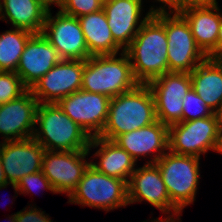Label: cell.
I'll return each instance as SVG.
<instances>
[{"mask_svg":"<svg viewBox=\"0 0 222 222\" xmlns=\"http://www.w3.org/2000/svg\"><path fill=\"white\" fill-rule=\"evenodd\" d=\"M167 47L165 13L151 15L124 50L130 59L134 78L139 84H148L169 73Z\"/></svg>","mask_w":222,"mask_h":222,"instance_id":"cell-1","label":"cell"},{"mask_svg":"<svg viewBox=\"0 0 222 222\" xmlns=\"http://www.w3.org/2000/svg\"><path fill=\"white\" fill-rule=\"evenodd\" d=\"M157 121L155 101L147 84L110 99L108 116L98 136L114 140L117 136L148 126Z\"/></svg>","mask_w":222,"mask_h":222,"instance_id":"cell-2","label":"cell"},{"mask_svg":"<svg viewBox=\"0 0 222 222\" xmlns=\"http://www.w3.org/2000/svg\"><path fill=\"white\" fill-rule=\"evenodd\" d=\"M33 138L49 151L88 150L91 137L57 103H39ZM40 130V131H39Z\"/></svg>","mask_w":222,"mask_h":222,"instance_id":"cell-3","label":"cell"},{"mask_svg":"<svg viewBox=\"0 0 222 222\" xmlns=\"http://www.w3.org/2000/svg\"><path fill=\"white\" fill-rule=\"evenodd\" d=\"M117 54L91 56L85 60L81 89L113 98L134 89L135 80L130 59L125 51Z\"/></svg>","mask_w":222,"mask_h":222,"instance_id":"cell-4","label":"cell"},{"mask_svg":"<svg viewBox=\"0 0 222 222\" xmlns=\"http://www.w3.org/2000/svg\"><path fill=\"white\" fill-rule=\"evenodd\" d=\"M200 158L168 150L155 164L159 168L172 206L180 213L195 200Z\"/></svg>","mask_w":222,"mask_h":222,"instance_id":"cell-5","label":"cell"},{"mask_svg":"<svg viewBox=\"0 0 222 222\" xmlns=\"http://www.w3.org/2000/svg\"><path fill=\"white\" fill-rule=\"evenodd\" d=\"M68 198L72 204L114 210L128 205L127 182L107 176L90 164Z\"/></svg>","mask_w":222,"mask_h":222,"instance_id":"cell-6","label":"cell"},{"mask_svg":"<svg viewBox=\"0 0 222 222\" xmlns=\"http://www.w3.org/2000/svg\"><path fill=\"white\" fill-rule=\"evenodd\" d=\"M221 128L218 113L192 121H182L168 127V150L200 158L208 150H215Z\"/></svg>","mask_w":222,"mask_h":222,"instance_id":"cell-7","label":"cell"},{"mask_svg":"<svg viewBox=\"0 0 222 222\" xmlns=\"http://www.w3.org/2000/svg\"><path fill=\"white\" fill-rule=\"evenodd\" d=\"M165 13L169 72L190 73L207 56L196 45L187 21L179 13Z\"/></svg>","mask_w":222,"mask_h":222,"instance_id":"cell-8","label":"cell"},{"mask_svg":"<svg viewBox=\"0 0 222 222\" xmlns=\"http://www.w3.org/2000/svg\"><path fill=\"white\" fill-rule=\"evenodd\" d=\"M89 153V150L44 151L41 171L55 193H67L68 197L72 194L91 164L85 160Z\"/></svg>","mask_w":222,"mask_h":222,"instance_id":"cell-9","label":"cell"},{"mask_svg":"<svg viewBox=\"0 0 222 222\" xmlns=\"http://www.w3.org/2000/svg\"><path fill=\"white\" fill-rule=\"evenodd\" d=\"M42 34L56 49L61 59L87 60L91 57L79 19L58 11L46 14Z\"/></svg>","mask_w":222,"mask_h":222,"instance_id":"cell-10","label":"cell"},{"mask_svg":"<svg viewBox=\"0 0 222 222\" xmlns=\"http://www.w3.org/2000/svg\"><path fill=\"white\" fill-rule=\"evenodd\" d=\"M110 99L106 95L80 89L64 97L57 104L90 137H96L102 133L105 126Z\"/></svg>","mask_w":222,"mask_h":222,"instance_id":"cell-11","label":"cell"},{"mask_svg":"<svg viewBox=\"0 0 222 222\" xmlns=\"http://www.w3.org/2000/svg\"><path fill=\"white\" fill-rule=\"evenodd\" d=\"M85 60L61 59L31 88L39 103H58L64 97L79 91Z\"/></svg>","mask_w":222,"mask_h":222,"instance_id":"cell-12","label":"cell"},{"mask_svg":"<svg viewBox=\"0 0 222 222\" xmlns=\"http://www.w3.org/2000/svg\"><path fill=\"white\" fill-rule=\"evenodd\" d=\"M45 149L33 137L0 142V160L8 183H15L42 170Z\"/></svg>","mask_w":222,"mask_h":222,"instance_id":"cell-13","label":"cell"},{"mask_svg":"<svg viewBox=\"0 0 222 222\" xmlns=\"http://www.w3.org/2000/svg\"><path fill=\"white\" fill-rule=\"evenodd\" d=\"M38 104L28 89L18 98L0 105V134H3V142L28 139L33 136Z\"/></svg>","mask_w":222,"mask_h":222,"instance_id":"cell-14","label":"cell"},{"mask_svg":"<svg viewBox=\"0 0 222 222\" xmlns=\"http://www.w3.org/2000/svg\"><path fill=\"white\" fill-rule=\"evenodd\" d=\"M127 188L128 204L145 200L165 214L171 210L174 215L178 213L171 204L161 172L155 163H145L137 168L132 173Z\"/></svg>","mask_w":222,"mask_h":222,"instance_id":"cell-15","label":"cell"},{"mask_svg":"<svg viewBox=\"0 0 222 222\" xmlns=\"http://www.w3.org/2000/svg\"><path fill=\"white\" fill-rule=\"evenodd\" d=\"M142 4V0H106L103 2L102 9L113 39L122 51L131 44L143 23L152 15L147 12L143 20H139L142 15Z\"/></svg>","mask_w":222,"mask_h":222,"instance_id":"cell-16","label":"cell"},{"mask_svg":"<svg viewBox=\"0 0 222 222\" xmlns=\"http://www.w3.org/2000/svg\"><path fill=\"white\" fill-rule=\"evenodd\" d=\"M60 60L56 49L42 33L33 34L26 43L16 73L30 89Z\"/></svg>","mask_w":222,"mask_h":222,"instance_id":"cell-17","label":"cell"},{"mask_svg":"<svg viewBox=\"0 0 222 222\" xmlns=\"http://www.w3.org/2000/svg\"><path fill=\"white\" fill-rule=\"evenodd\" d=\"M113 141L136 161L140 156L156 152L152 160L147 162L155 163L168 150V126L157 120L143 128L119 135Z\"/></svg>","mask_w":222,"mask_h":222,"instance_id":"cell-18","label":"cell"},{"mask_svg":"<svg viewBox=\"0 0 222 222\" xmlns=\"http://www.w3.org/2000/svg\"><path fill=\"white\" fill-rule=\"evenodd\" d=\"M179 14L187 21L196 45L208 56L217 46L221 21L218 4L187 7Z\"/></svg>","mask_w":222,"mask_h":222,"instance_id":"cell-19","label":"cell"},{"mask_svg":"<svg viewBox=\"0 0 222 222\" xmlns=\"http://www.w3.org/2000/svg\"><path fill=\"white\" fill-rule=\"evenodd\" d=\"M100 147L94 154L99 157V162H92L91 165L103 174L122 179L127 183L132 173L136 170V160L113 140L91 137L88 150ZM129 177V178H128Z\"/></svg>","mask_w":222,"mask_h":222,"instance_id":"cell-20","label":"cell"},{"mask_svg":"<svg viewBox=\"0 0 222 222\" xmlns=\"http://www.w3.org/2000/svg\"><path fill=\"white\" fill-rule=\"evenodd\" d=\"M193 90L214 113L222 108V58H206L190 72Z\"/></svg>","mask_w":222,"mask_h":222,"instance_id":"cell-21","label":"cell"},{"mask_svg":"<svg viewBox=\"0 0 222 222\" xmlns=\"http://www.w3.org/2000/svg\"><path fill=\"white\" fill-rule=\"evenodd\" d=\"M47 12L37 0H0V20L33 34L42 33Z\"/></svg>","mask_w":222,"mask_h":222,"instance_id":"cell-22","label":"cell"},{"mask_svg":"<svg viewBox=\"0 0 222 222\" xmlns=\"http://www.w3.org/2000/svg\"><path fill=\"white\" fill-rule=\"evenodd\" d=\"M78 19L91 56L118 54L122 49L113 39L103 9Z\"/></svg>","mask_w":222,"mask_h":222,"instance_id":"cell-23","label":"cell"},{"mask_svg":"<svg viewBox=\"0 0 222 222\" xmlns=\"http://www.w3.org/2000/svg\"><path fill=\"white\" fill-rule=\"evenodd\" d=\"M32 35L19 28L0 34V71L16 72L26 43Z\"/></svg>","mask_w":222,"mask_h":222,"instance_id":"cell-24","label":"cell"},{"mask_svg":"<svg viewBox=\"0 0 222 222\" xmlns=\"http://www.w3.org/2000/svg\"><path fill=\"white\" fill-rule=\"evenodd\" d=\"M153 97L183 98L192 88L190 73L169 72L147 84Z\"/></svg>","mask_w":222,"mask_h":222,"instance_id":"cell-25","label":"cell"},{"mask_svg":"<svg viewBox=\"0 0 222 222\" xmlns=\"http://www.w3.org/2000/svg\"><path fill=\"white\" fill-rule=\"evenodd\" d=\"M157 120L170 125L182 122V98L154 97Z\"/></svg>","mask_w":222,"mask_h":222,"instance_id":"cell-26","label":"cell"},{"mask_svg":"<svg viewBox=\"0 0 222 222\" xmlns=\"http://www.w3.org/2000/svg\"><path fill=\"white\" fill-rule=\"evenodd\" d=\"M183 112L182 121H192L214 114L213 110L206 105L202 98L191 88L182 98Z\"/></svg>","mask_w":222,"mask_h":222,"instance_id":"cell-27","label":"cell"},{"mask_svg":"<svg viewBox=\"0 0 222 222\" xmlns=\"http://www.w3.org/2000/svg\"><path fill=\"white\" fill-rule=\"evenodd\" d=\"M27 90L16 72L0 71V105L18 98Z\"/></svg>","mask_w":222,"mask_h":222,"instance_id":"cell-28","label":"cell"},{"mask_svg":"<svg viewBox=\"0 0 222 222\" xmlns=\"http://www.w3.org/2000/svg\"><path fill=\"white\" fill-rule=\"evenodd\" d=\"M103 2V0H66L60 11L78 18L101 10Z\"/></svg>","mask_w":222,"mask_h":222,"instance_id":"cell-29","label":"cell"},{"mask_svg":"<svg viewBox=\"0 0 222 222\" xmlns=\"http://www.w3.org/2000/svg\"><path fill=\"white\" fill-rule=\"evenodd\" d=\"M18 192L20 194L33 192L34 189H46L55 194V190L52 187L49 180L44 176L42 171L35 172L29 175H25L17 182ZM36 191V190H35ZM37 193V192H36Z\"/></svg>","mask_w":222,"mask_h":222,"instance_id":"cell-30","label":"cell"},{"mask_svg":"<svg viewBox=\"0 0 222 222\" xmlns=\"http://www.w3.org/2000/svg\"><path fill=\"white\" fill-rule=\"evenodd\" d=\"M16 222H53L48 215H45L44 211L35 208L27 210L23 208V211L16 212Z\"/></svg>","mask_w":222,"mask_h":222,"instance_id":"cell-31","label":"cell"},{"mask_svg":"<svg viewBox=\"0 0 222 222\" xmlns=\"http://www.w3.org/2000/svg\"><path fill=\"white\" fill-rule=\"evenodd\" d=\"M157 1L162 3L163 7L159 6L155 9V8H153V6H151L149 13L152 15H155L158 13H167V9L170 10L171 14L172 13H179L184 9V0H156V2Z\"/></svg>","mask_w":222,"mask_h":222,"instance_id":"cell-32","label":"cell"},{"mask_svg":"<svg viewBox=\"0 0 222 222\" xmlns=\"http://www.w3.org/2000/svg\"><path fill=\"white\" fill-rule=\"evenodd\" d=\"M207 57L222 58V13H221L220 29L217 37V46Z\"/></svg>","mask_w":222,"mask_h":222,"instance_id":"cell-33","label":"cell"},{"mask_svg":"<svg viewBox=\"0 0 222 222\" xmlns=\"http://www.w3.org/2000/svg\"><path fill=\"white\" fill-rule=\"evenodd\" d=\"M217 4L216 0H184V9L191 6H212Z\"/></svg>","mask_w":222,"mask_h":222,"instance_id":"cell-34","label":"cell"},{"mask_svg":"<svg viewBox=\"0 0 222 222\" xmlns=\"http://www.w3.org/2000/svg\"><path fill=\"white\" fill-rule=\"evenodd\" d=\"M47 11H51L50 6L56 4L59 7V11L65 4L66 0H37Z\"/></svg>","mask_w":222,"mask_h":222,"instance_id":"cell-35","label":"cell"},{"mask_svg":"<svg viewBox=\"0 0 222 222\" xmlns=\"http://www.w3.org/2000/svg\"><path fill=\"white\" fill-rule=\"evenodd\" d=\"M9 184H11L13 186V189L15 190V193H16L18 191L17 184L7 182L5 175H4L2 163L0 160V190L7 187Z\"/></svg>","mask_w":222,"mask_h":222,"instance_id":"cell-36","label":"cell"},{"mask_svg":"<svg viewBox=\"0 0 222 222\" xmlns=\"http://www.w3.org/2000/svg\"><path fill=\"white\" fill-rule=\"evenodd\" d=\"M175 216H177V218H174ZM175 216H174V214L171 213V215H169L161 220H160V218H157L156 220L154 219L151 222H180V220H179L180 219L179 216L181 217L180 212L176 213ZM144 222H147V221H144Z\"/></svg>","mask_w":222,"mask_h":222,"instance_id":"cell-37","label":"cell"},{"mask_svg":"<svg viewBox=\"0 0 222 222\" xmlns=\"http://www.w3.org/2000/svg\"><path fill=\"white\" fill-rule=\"evenodd\" d=\"M214 151L222 153V127L219 130L217 141H216V146H215V150Z\"/></svg>","mask_w":222,"mask_h":222,"instance_id":"cell-38","label":"cell"},{"mask_svg":"<svg viewBox=\"0 0 222 222\" xmlns=\"http://www.w3.org/2000/svg\"><path fill=\"white\" fill-rule=\"evenodd\" d=\"M218 116H219V120H220V125L222 127V108L221 110L218 112Z\"/></svg>","mask_w":222,"mask_h":222,"instance_id":"cell-39","label":"cell"},{"mask_svg":"<svg viewBox=\"0 0 222 222\" xmlns=\"http://www.w3.org/2000/svg\"><path fill=\"white\" fill-rule=\"evenodd\" d=\"M10 222H16V213L14 215H12L11 217H9Z\"/></svg>","mask_w":222,"mask_h":222,"instance_id":"cell-40","label":"cell"}]
</instances>
